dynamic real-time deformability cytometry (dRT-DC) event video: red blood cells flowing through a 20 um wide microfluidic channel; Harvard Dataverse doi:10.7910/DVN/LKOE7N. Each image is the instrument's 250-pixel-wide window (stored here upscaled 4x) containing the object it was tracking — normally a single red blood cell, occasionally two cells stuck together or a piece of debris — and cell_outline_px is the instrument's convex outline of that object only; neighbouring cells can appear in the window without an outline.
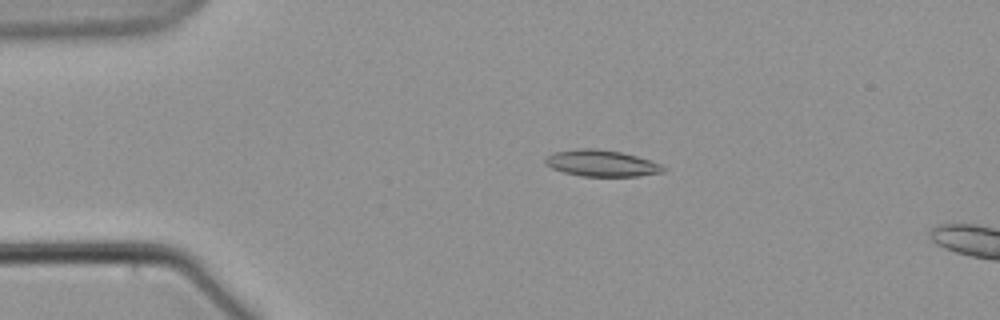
{"species": "common noctule bat (a hibernating species)", "species_latin": "Nyctalus noctula", "temperature_condition": "warm", "stored_images_in_passage": 18, "camera_frame_rate_fps": 3000, "um_per_image_px": 0.085, "animal": {"sex": "male", "body_mass_g": 21.5, "forearm_length_mm": 52.0}, "frame": {"image": 1, "passage_image": 13, "time_ms": 4.0, "image_size_px": [1000, 320], "cell_outline_px": [[668, 168], [664, 172], [640, 176], [580, 176], [564, 172], [552, 168], [544, 164], [544, 160], [548, 156], [556, 152], [576, 148], [592, 148], [620, 152], [636, 156], [660, 164]], "centroid_in_image_um": [51.13, 13.88], "position_along_channel_um": 33.9, "area_um2": 18.09}}